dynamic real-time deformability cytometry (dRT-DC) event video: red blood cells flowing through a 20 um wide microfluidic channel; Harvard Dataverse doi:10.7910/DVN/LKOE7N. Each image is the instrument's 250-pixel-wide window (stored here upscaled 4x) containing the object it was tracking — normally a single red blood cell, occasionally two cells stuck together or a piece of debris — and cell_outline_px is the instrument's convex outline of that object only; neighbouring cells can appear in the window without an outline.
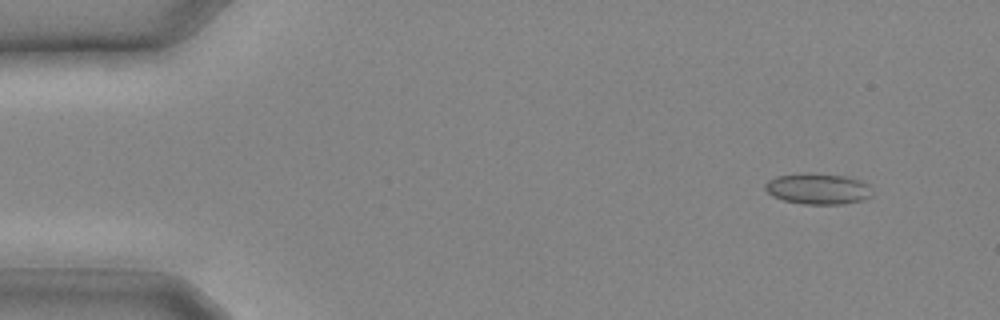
{"species": "common noctule bat (a hibernating species)", "species_latin": "Nyctalus noctula", "temperature_condition": "cold", "stored_images_in_passage": 7, "camera_frame_rate_fps": 3000, "um_per_image_px": 0.085, "animal": {"sex": "male", "body_mass_g": 20.4}, "frame": {"image": 1, "passage_image": 3, "time_ms": 0.667, "image_size_px": [1000, 320], "cell_outline_px": [[872, 196], [864, 200], [844, 204], [804, 204], [784, 200], [772, 196], [764, 188], [764, 184], [768, 180], [776, 176], [804, 172], [808, 172], [844, 176], [860, 180], [868, 184]], "centroid_in_image_um": [69.5, 16.04], "position_along_channel_um": 15.5, "area_um2": 19.48}}